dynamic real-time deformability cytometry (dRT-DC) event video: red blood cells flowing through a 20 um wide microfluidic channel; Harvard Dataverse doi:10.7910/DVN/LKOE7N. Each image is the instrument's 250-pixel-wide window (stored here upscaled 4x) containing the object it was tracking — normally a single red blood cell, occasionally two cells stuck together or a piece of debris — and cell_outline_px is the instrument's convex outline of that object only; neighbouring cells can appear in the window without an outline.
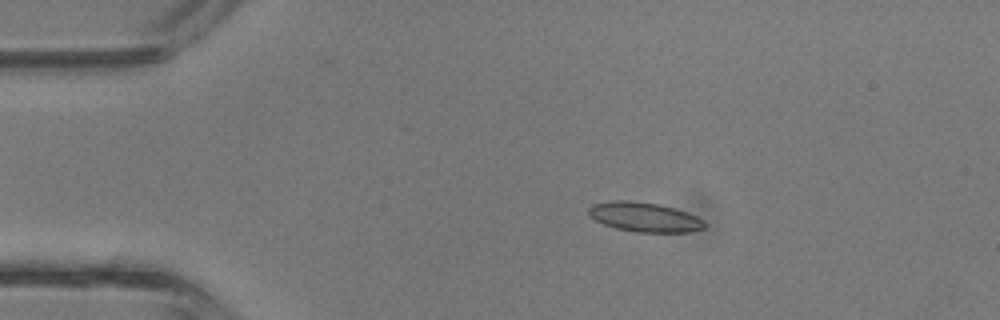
{"species": "common noctule bat (a hibernating species)", "species_latin": "Nyctalus noctula", "temperature_condition": "room temperature", "stored_images_in_passage": 3, "camera_frame_rate_fps": 3000, "um_per_image_px": 0.085, "animal": {"sex": "male", "body_mass_g": 13.3}, "frame": {"image": 1, "passage_image": 2, "time_ms": 0.333, "image_size_px": [1000, 320], "cell_outline_px": [[708, 224], [704, 228], [688, 232], [636, 232], [616, 228], [604, 224], [588, 216], [588, 208], [592, 204], [608, 200], [628, 200], [656, 204], [688, 212], [704, 220]], "centroid_in_image_um": [54.76, 18.45], "position_along_channel_um": 30.2, "area_um2": 20.0}}